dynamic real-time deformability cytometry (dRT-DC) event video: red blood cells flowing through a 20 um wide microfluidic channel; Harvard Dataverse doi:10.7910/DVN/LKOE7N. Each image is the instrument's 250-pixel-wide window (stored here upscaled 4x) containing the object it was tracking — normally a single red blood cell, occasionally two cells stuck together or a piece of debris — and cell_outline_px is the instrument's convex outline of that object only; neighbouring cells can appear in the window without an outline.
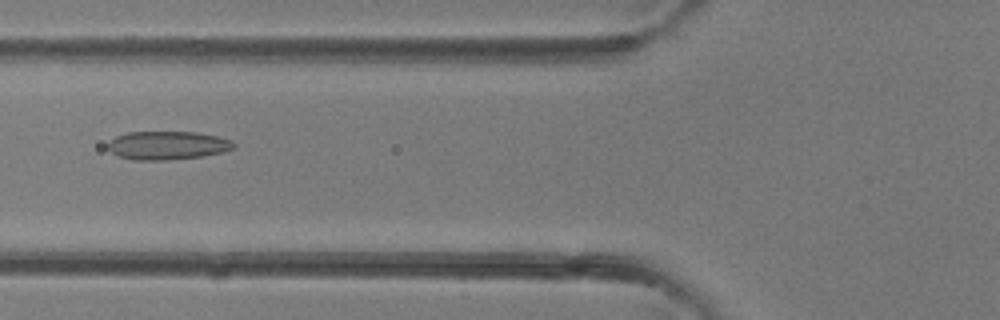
{"species": "common noctule bat (a hibernating species)", "species_latin": "Nyctalus noctula", "temperature_condition": "room temperature", "stored_images_in_passage": 37, "camera_frame_rate_fps": 3000, "um_per_image_px": 0.085, "animal": {"sex": "female"}, "frame": {"image": 1, "passage_image": 12, "time_ms": 3.667, "image_size_px": [1000, 320], "cell_outline_px": [[236, 148], [224, 152], [204, 156], [168, 160], [132, 160], [116, 156], [108, 148], [108, 144], [116, 136], [128, 132], [196, 132], [216, 136], [232, 140], [236, 144]], "centroid_in_image_um": [14.27, 12.37], "position_along_channel_um": 111.5, "area_um2": 21.04}}
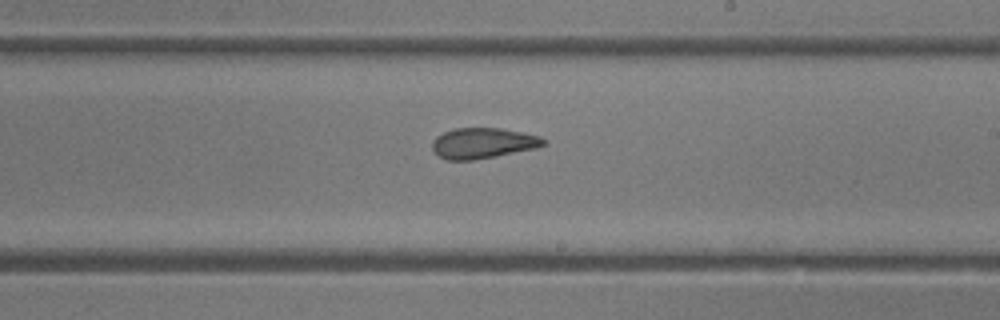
{"frame": {"image": 2, "passage_image": 20, "time_ms": 6.333, "image_size_px": [1000, 320], "cell_outline_px": [[548, 144], [536, 148], [496, 156], [472, 160], [444, 160], [432, 148], [432, 140], [436, 136], [452, 128], [500, 128], [540, 136], [548, 140]], "centroid_in_image_um": [41.06, 12.16], "position_along_channel_um": 247.9, "area_um2": 19.94}}
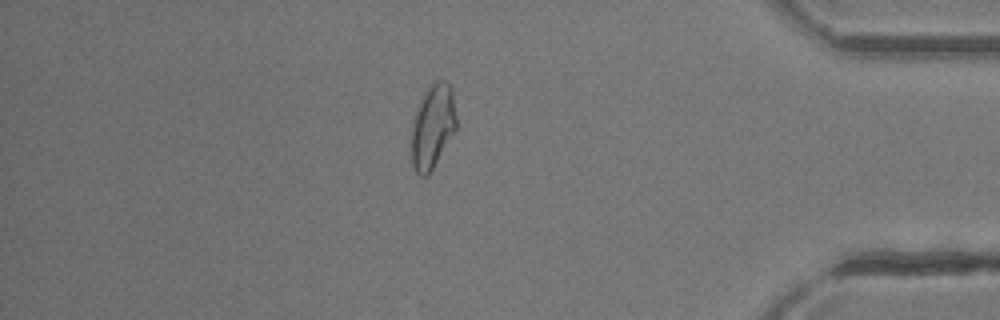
{"frame": {"image": 3, "passage_image": 31, "time_ms": 10.0, "image_size_px": [1000, 320], "cell_outline_px": [[456, 128], [428, 176], [420, 176], [412, 168], [412, 124], [420, 100], [428, 84], [436, 80], [448, 80], [452, 88], [456, 116]], "centroid_in_image_um": [36.78, 10.7], "position_along_channel_um": 398.4, "area_um2": 22.02}}